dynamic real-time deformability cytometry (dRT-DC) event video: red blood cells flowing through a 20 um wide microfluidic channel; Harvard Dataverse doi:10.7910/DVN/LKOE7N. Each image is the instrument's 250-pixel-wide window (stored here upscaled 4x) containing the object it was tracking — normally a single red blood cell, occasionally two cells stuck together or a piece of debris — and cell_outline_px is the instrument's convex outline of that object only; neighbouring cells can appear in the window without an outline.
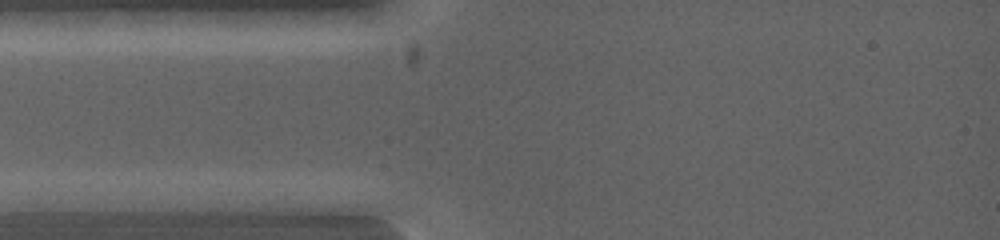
{"species": "common noctule bat (a hibernating species)", "species_latin": "Nyctalus noctula", "temperature_condition": "warm", "stored_images_in_passage": 3, "camera_frame_rate_fps": 5000, "um_per_image_px": 0.085, "animal": {"sex": "female", "body_mass_g": 19.0, "forearm_length_mm": 53.3}, "frame": {"image": 1, "passage_image": 2, "time_ms": 0.4, "image_size_px": [1000, 240], "cell_outline_px": [[124, 200], [112, 212], [28, 212], [12, 200], [100, 192]], "centroid_in_image_um": [6.09, 17.29], "position_along_channel_um": 78.9, "area_um2": 11.73}}